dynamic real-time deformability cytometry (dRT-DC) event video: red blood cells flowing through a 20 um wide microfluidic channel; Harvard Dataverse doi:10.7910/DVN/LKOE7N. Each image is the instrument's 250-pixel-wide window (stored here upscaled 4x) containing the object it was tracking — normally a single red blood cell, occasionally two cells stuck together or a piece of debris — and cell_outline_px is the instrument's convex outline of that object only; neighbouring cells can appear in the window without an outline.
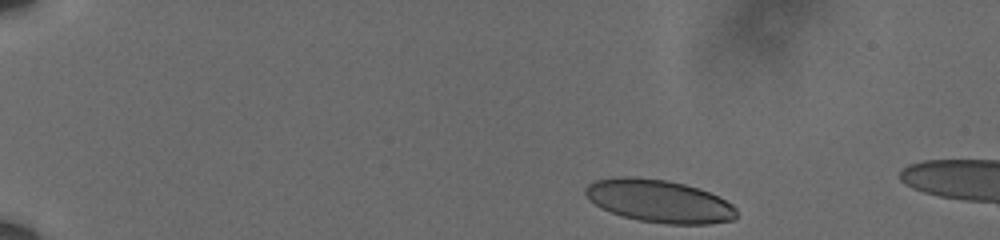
{"species": "human", "species_latin": "Homo sapiens", "temperature_condition": "cold", "stored_images_in_passage": 8, "camera_frame_rate_fps": 3000, "um_per_image_px": 0.085, "donor": {"sex": "male"}, "frame": {"image": 1, "passage_image": 1, "time_ms": 0.0, "image_size_px": [1000, 240], "cell_outline_px": [[736, 220], [708, 224], [668, 224], [636, 220], [600, 208], [588, 200], [584, 192], [584, 188], [588, 184], [596, 180], [616, 176], [628, 176], [668, 180], [700, 188], [732, 204], [736, 208]], "centroid_in_image_um": [56.0, 17.09], "position_along_channel_um": 29.0, "area_um2": 37.86}}